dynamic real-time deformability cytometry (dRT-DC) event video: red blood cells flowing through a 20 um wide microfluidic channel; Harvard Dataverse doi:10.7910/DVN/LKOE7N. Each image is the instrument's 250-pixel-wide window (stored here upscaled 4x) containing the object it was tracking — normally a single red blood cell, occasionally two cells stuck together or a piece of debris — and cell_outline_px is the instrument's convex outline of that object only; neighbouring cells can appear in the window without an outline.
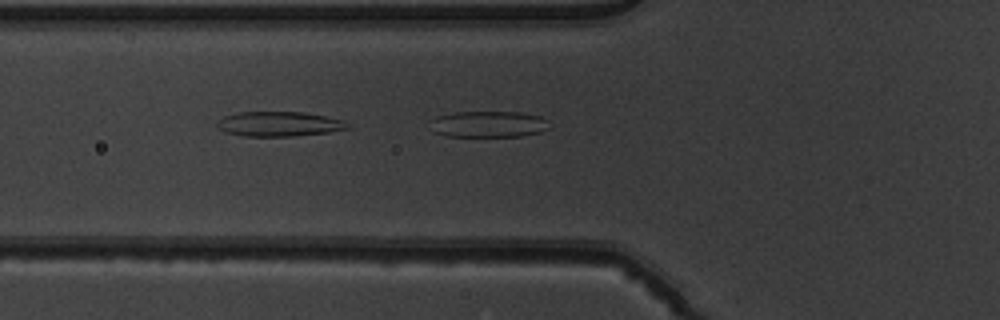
{"species": "common noctule bat (a hibernating species)", "species_latin": "Nyctalus noctula", "temperature_condition": "warm", "stored_images_in_passage": 16, "camera_frame_rate_fps": 3000, "um_per_image_px": 0.085, "animal": {"sex": "male", "body_mass_g": 19.5, "forearm_length_mm": 54.6}, "frame": {"image": 1, "passage_image": 16, "time_ms": 5.0, "image_size_px": [1000, 320], "cell_outline_px": [[548, 128], [540, 132], [524, 136], [448, 136], [432, 132], [432, 120], [436, 116], [452, 112], [520, 112], [540, 116], [548, 120]], "centroid_in_image_um": [41.52, 10.55], "position_along_channel_um": 84.3, "area_um2": 18.26}}